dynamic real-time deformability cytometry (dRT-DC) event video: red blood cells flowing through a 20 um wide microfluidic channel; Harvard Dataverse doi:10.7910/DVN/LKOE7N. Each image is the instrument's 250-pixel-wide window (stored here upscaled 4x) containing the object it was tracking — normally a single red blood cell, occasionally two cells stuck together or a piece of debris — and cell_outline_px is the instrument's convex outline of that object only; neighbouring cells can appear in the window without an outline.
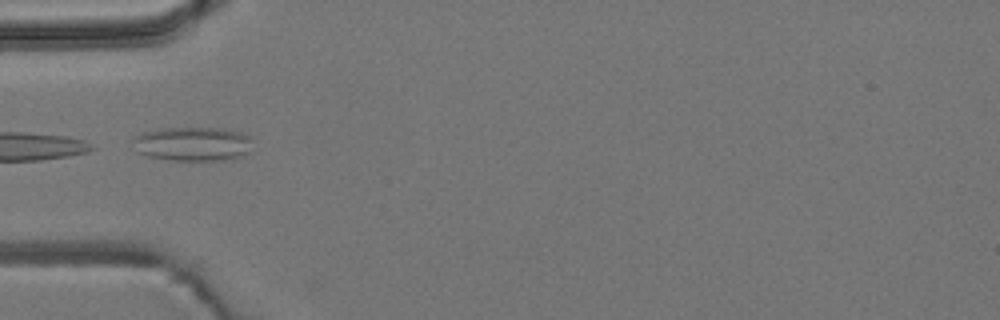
{"species": "common noctule bat (a hibernating species)", "species_latin": "Nyctalus noctula", "temperature_condition": "room temperature", "stored_images_in_passage": 4, "camera_frame_rate_fps": 3000, "um_per_image_px": 0.085, "animal": {"sex": "male", "body_mass_g": 19.2, "forearm_length_mm": 51.8}, "frame": {"image": 1, "passage_image": 4, "time_ms": 4.333, "image_size_px": [1000, 320], "cell_outline_px": [[252, 136], [248, 152], [232, 160], [172, 160], [148, 156], [136, 152], [128, 144], [132, 136], [140, 132], [164, 128], [220, 128], [244, 132]], "centroid_in_image_um": [16.3, 12.22], "position_along_channel_um": 68.7, "area_um2": 24.45}}